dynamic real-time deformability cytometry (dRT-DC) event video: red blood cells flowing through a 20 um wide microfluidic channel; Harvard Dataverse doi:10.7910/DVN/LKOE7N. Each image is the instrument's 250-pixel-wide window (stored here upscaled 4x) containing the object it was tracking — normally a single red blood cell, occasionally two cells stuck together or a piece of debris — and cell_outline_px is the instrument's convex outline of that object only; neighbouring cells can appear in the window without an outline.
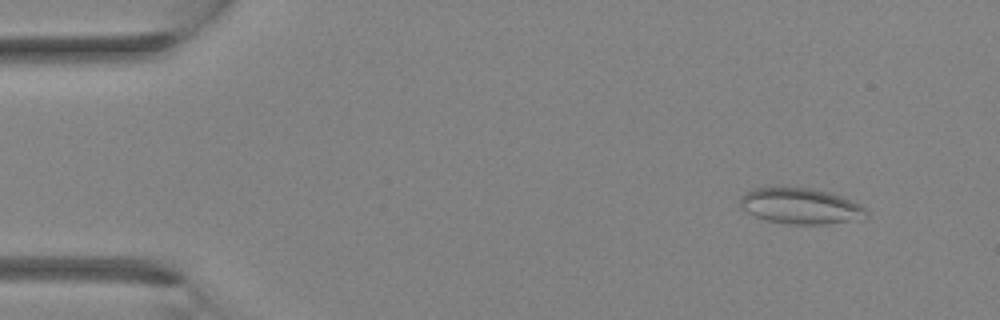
{"species": "Egyptian fruit bat (a non-hibernating species)", "species_latin": "Rousettus aegyptiacus", "temperature_condition": "room temperature", "stored_images_in_passage": 3, "camera_frame_rate_fps": 3000, "um_per_image_px": 0.085, "animal": {"sex": "female"}, "frame": {"image": 1, "passage_image": 1, "time_ms": 0.0, "image_size_px": [1000, 320], "cell_outline_px": [[868, 216], [828, 224], [788, 224], [764, 220], [740, 208], [740, 196], [744, 192], [752, 188], [776, 184], [812, 188], [844, 196], [860, 204], [864, 208]], "centroid_in_image_um": [67.95, 17.45], "position_along_channel_um": 17.1, "area_um2": 27.11}}